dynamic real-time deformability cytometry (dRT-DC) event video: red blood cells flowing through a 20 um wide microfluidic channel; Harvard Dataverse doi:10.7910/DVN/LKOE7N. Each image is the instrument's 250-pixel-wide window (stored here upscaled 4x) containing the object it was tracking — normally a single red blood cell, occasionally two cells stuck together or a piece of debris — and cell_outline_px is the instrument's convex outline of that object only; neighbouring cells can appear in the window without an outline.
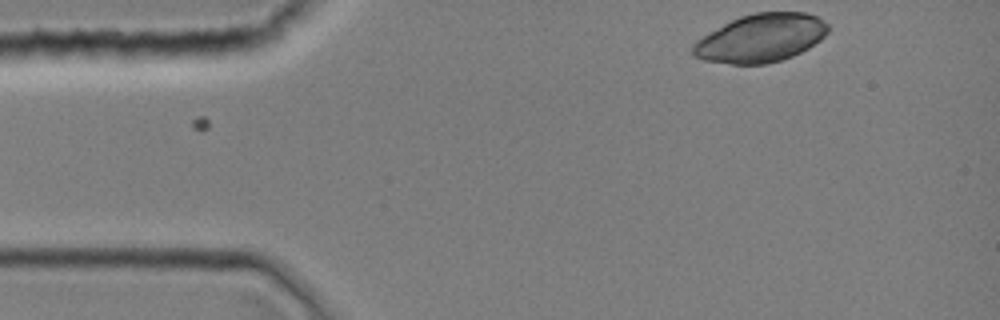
{"species": "common noctule bat (a hibernating species)", "species_latin": "Nyctalus noctula", "temperature_condition": "room temperature", "stored_images_in_passage": 33, "camera_frame_rate_fps": 3000, "um_per_image_px": 0.085, "animal": {"sex": "female", "body_mass_g": 19.0, "forearm_length_mm": 51.5}, "frame": {"image": 1, "passage_image": 1, "time_ms": 0.0, "image_size_px": [1000, 320], "cell_outline_px": [[828, 32], [820, 40], [808, 48], [792, 56], [780, 60], [764, 64], [732, 64], [704, 60], [692, 56], [692, 44], [696, 40], [724, 24], [740, 16], [756, 12], [804, 12], [816, 16], [828, 24]], "centroid_in_image_um": [64.65, 3.24], "position_along_channel_um": 20.3, "area_um2": 37.74}}